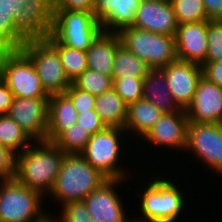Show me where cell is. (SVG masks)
I'll return each mask as SVG.
<instances>
[{
  "label": "cell",
  "instance_id": "cell-1",
  "mask_svg": "<svg viewBox=\"0 0 222 222\" xmlns=\"http://www.w3.org/2000/svg\"><path fill=\"white\" fill-rule=\"evenodd\" d=\"M32 143L16 156L15 179L41 195L52 191L66 153L53 142ZM46 192V193H45Z\"/></svg>",
  "mask_w": 222,
  "mask_h": 222
},
{
  "label": "cell",
  "instance_id": "cell-2",
  "mask_svg": "<svg viewBox=\"0 0 222 222\" xmlns=\"http://www.w3.org/2000/svg\"><path fill=\"white\" fill-rule=\"evenodd\" d=\"M106 180L107 178L80 154H66L49 195L62 205L83 201Z\"/></svg>",
  "mask_w": 222,
  "mask_h": 222
},
{
  "label": "cell",
  "instance_id": "cell-3",
  "mask_svg": "<svg viewBox=\"0 0 222 222\" xmlns=\"http://www.w3.org/2000/svg\"><path fill=\"white\" fill-rule=\"evenodd\" d=\"M121 45L144 61L150 69H162L177 60L175 36L157 34L133 26L117 33Z\"/></svg>",
  "mask_w": 222,
  "mask_h": 222
},
{
  "label": "cell",
  "instance_id": "cell-4",
  "mask_svg": "<svg viewBox=\"0 0 222 222\" xmlns=\"http://www.w3.org/2000/svg\"><path fill=\"white\" fill-rule=\"evenodd\" d=\"M182 194L170 180H149L140 200L143 218H133V222H175L185 207Z\"/></svg>",
  "mask_w": 222,
  "mask_h": 222
},
{
  "label": "cell",
  "instance_id": "cell-5",
  "mask_svg": "<svg viewBox=\"0 0 222 222\" xmlns=\"http://www.w3.org/2000/svg\"><path fill=\"white\" fill-rule=\"evenodd\" d=\"M0 78L14 97L49 99L35 66L20 49L0 51Z\"/></svg>",
  "mask_w": 222,
  "mask_h": 222
},
{
  "label": "cell",
  "instance_id": "cell-6",
  "mask_svg": "<svg viewBox=\"0 0 222 222\" xmlns=\"http://www.w3.org/2000/svg\"><path fill=\"white\" fill-rule=\"evenodd\" d=\"M51 36L66 47L87 51L102 32V26L93 13L53 10Z\"/></svg>",
  "mask_w": 222,
  "mask_h": 222
},
{
  "label": "cell",
  "instance_id": "cell-7",
  "mask_svg": "<svg viewBox=\"0 0 222 222\" xmlns=\"http://www.w3.org/2000/svg\"><path fill=\"white\" fill-rule=\"evenodd\" d=\"M20 50L31 60L48 95L64 94L72 82L66 76L58 51L44 39H28Z\"/></svg>",
  "mask_w": 222,
  "mask_h": 222
},
{
  "label": "cell",
  "instance_id": "cell-8",
  "mask_svg": "<svg viewBox=\"0 0 222 222\" xmlns=\"http://www.w3.org/2000/svg\"><path fill=\"white\" fill-rule=\"evenodd\" d=\"M43 196L15 178L1 181L0 222H34L45 213L41 207ZM41 203V204H40Z\"/></svg>",
  "mask_w": 222,
  "mask_h": 222
},
{
  "label": "cell",
  "instance_id": "cell-9",
  "mask_svg": "<svg viewBox=\"0 0 222 222\" xmlns=\"http://www.w3.org/2000/svg\"><path fill=\"white\" fill-rule=\"evenodd\" d=\"M123 130V131H122ZM123 128L106 127L104 130L91 135L80 155L107 179H124L125 170L117 163L121 158V132ZM120 153V154H119Z\"/></svg>",
  "mask_w": 222,
  "mask_h": 222
},
{
  "label": "cell",
  "instance_id": "cell-10",
  "mask_svg": "<svg viewBox=\"0 0 222 222\" xmlns=\"http://www.w3.org/2000/svg\"><path fill=\"white\" fill-rule=\"evenodd\" d=\"M185 150H192L211 170L222 174V124L189 122Z\"/></svg>",
  "mask_w": 222,
  "mask_h": 222
},
{
  "label": "cell",
  "instance_id": "cell-11",
  "mask_svg": "<svg viewBox=\"0 0 222 222\" xmlns=\"http://www.w3.org/2000/svg\"><path fill=\"white\" fill-rule=\"evenodd\" d=\"M49 99L14 97L7 115L33 142L46 141Z\"/></svg>",
  "mask_w": 222,
  "mask_h": 222
},
{
  "label": "cell",
  "instance_id": "cell-12",
  "mask_svg": "<svg viewBox=\"0 0 222 222\" xmlns=\"http://www.w3.org/2000/svg\"><path fill=\"white\" fill-rule=\"evenodd\" d=\"M161 70L173 100L180 109L186 110L192 103L199 80L203 76L202 66L177 59Z\"/></svg>",
  "mask_w": 222,
  "mask_h": 222
},
{
  "label": "cell",
  "instance_id": "cell-13",
  "mask_svg": "<svg viewBox=\"0 0 222 222\" xmlns=\"http://www.w3.org/2000/svg\"><path fill=\"white\" fill-rule=\"evenodd\" d=\"M122 180L107 179L83 200L95 222H133L126 218L124 205L115 192L114 187Z\"/></svg>",
  "mask_w": 222,
  "mask_h": 222
},
{
  "label": "cell",
  "instance_id": "cell-14",
  "mask_svg": "<svg viewBox=\"0 0 222 222\" xmlns=\"http://www.w3.org/2000/svg\"><path fill=\"white\" fill-rule=\"evenodd\" d=\"M132 26L157 34L175 36L179 24L169 0H141Z\"/></svg>",
  "mask_w": 222,
  "mask_h": 222
},
{
  "label": "cell",
  "instance_id": "cell-15",
  "mask_svg": "<svg viewBox=\"0 0 222 222\" xmlns=\"http://www.w3.org/2000/svg\"><path fill=\"white\" fill-rule=\"evenodd\" d=\"M189 120L186 110L180 109L174 113H163L147 134L141 138L149 144L185 150ZM180 148V149H179Z\"/></svg>",
  "mask_w": 222,
  "mask_h": 222
},
{
  "label": "cell",
  "instance_id": "cell-16",
  "mask_svg": "<svg viewBox=\"0 0 222 222\" xmlns=\"http://www.w3.org/2000/svg\"><path fill=\"white\" fill-rule=\"evenodd\" d=\"M53 7L48 0H26L14 18L16 29L28 39L47 38L53 26Z\"/></svg>",
  "mask_w": 222,
  "mask_h": 222
},
{
  "label": "cell",
  "instance_id": "cell-17",
  "mask_svg": "<svg viewBox=\"0 0 222 222\" xmlns=\"http://www.w3.org/2000/svg\"><path fill=\"white\" fill-rule=\"evenodd\" d=\"M186 113L189 122L222 124V87L202 76Z\"/></svg>",
  "mask_w": 222,
  "mask_h": 222
},
{
  "label": "cell",
  "instance_id": "cell-18",
  "mask_svg": "<svg viewBox=\"0 0 222 222\" xmlns=\"http://www.w3.org/2000/svg\"><path fill=\"white\" fill-rule=\"evenodd\" d=\"M179 24L175 34L177 58L199 65L206 63L208 22Z\"/></svg>",
  "mask_w": 222,
  "mask_h": 222
},
{
  "label": "cell",
  "instance_id": "cell-19",
  "mask_svg": "<svg viewBox=\"0 0 222 222\" xmlns=\"http://www.w3.org/2000/svg\"><path fill=\"white\" fill-rule=\"evenodd\" d=\"M120 45L117 33L102 31L86 51L88 69L112 76L116 51Z\"/></svg>",
  "mask_w": 222,
  "mask_h": 222
},
{
  "label": "cell",
  "instance_id": "cell-20",
  "mask_svg": "<svg viewBox=\"0 0 222 222\" xmlns=\"http://www.w3.org/2000/svg\"><path fill=\"white\" fill-rule=\"evenodd\" d=\"M78 112L65 94L49 96L46 141L53 142L63 131L76 124Z\"/></svg>",
  "mask_w": 222,
  "mask_h": 222
},
{
  "label": "cell",
  "instance_id": "cell-21",
  "mask_svg": "<svg viewBox=\"0 0 222 222\" xmlns=\"http://www.w3.org/2000/svg\"><path fill=\"white\" fill-rule=\"evenodd\" d=\"M142 99L152 103L163 113H174L180 108L173 100L161 69H150L144 78Z\"/></svg>",
  "mask_w": 222,
  "mask_h": 222
},
{
  "label": "cell",
  "instance_id": "cell-22",
  "mask_svg": "<svg viewBox=\"0 0 222 222\" xmlns=\"http://www.w3.org/2000/svg\"><path fill=\"white\" fill-rule=\"evenodd\" d=\"M128 105L112 88L96 96L95 112L106 127L123 128L127 119Z\"/></svg>",
  "mask_w": 222,
  "mask_h": 222
},
{
  "label": "cell",
  "instance_id": "cell-23",
  "mask_svg": "<svg viewBox=\"0 0 222 222\" xmlns=\"http://www.w3.org/2000/svg\"><path fill=\"white\" fill-rule=\"evenodd\" d=\"M162 114L152 103L144 99L137 100L128 105L124 129L132 130L133 133L136 132L135 135L143 138Z\"/></svg>",
  "mask_w": 222,
  "mask_h": 222
},
{
  "label": "cell",
  "instance_id": "cell-24",
  "mask_svg": "<svg viewBox=\"0 0 222 222\" xmlns=\"http://www.w3.org/2000/svg\"><path fill=\"white\" fill-rule=\"evenodd\" d=\"M29 141L32 143L33 140L12 118L7 114L0 115V145L17 156L31 145Z\"/></svg>",
  "mask_w": 222,
  "mask_h": 222
},
{
  "label": "cell",
  "instance_id": "cell-25",
  "mask_svg": "<svg viewBox=\"0 0 222 222\" xmlns=\"http://www.w3.org/2000/svg\"><path fill=\"white\" fill-rule=\"evenodd\" d=\"M150 67L123 45L117 48L112 77L145 78Z\"/></svg>",
  "mask_w": 222,
  "mask_h": 222
},
{
  "label": "cell",
  "instance_id": "cell-26",
  "mask_svg": "<svg viewBox=\"0 0 222 222\" xmlns=\"http://www.w3.org/2000/svg\"><path fill=\"white\" fill-rule=\"evenodd\" d=\"M45 39L58 51L64 72L71 82L88 68L86 51L66 47L51 35Z\"/></svg>",
  "mask_w": 222,
  "mask_h": 222
},
{
  "label": "cell",
  "instance_id": "cell-27",
  "mask_svg": "<svg viewBox=\"0 0 222 222\" xmlns=\"http://www.w3.org/2000/svg\"><path fill=\"white\" fill-rule=\"evenodd\" d=\"M141 0H115L112 16L102 25V31L118 33L133 25Z\"/></svg>",
  "mask_w": 222,
  "mask_h": 222
},
{
  "label": "cell",
  "instance_id": "cell-28",
  "mask_svg": "<svg viewBox=\"0 0 222 222\" xmlns=\"http://www.w3.org/2000/svg\"><path fill=\"white\" fill-rule=\"evenodd\" d=\"M27 39L16 29L13 13L0 3V51L19 50Z\"/></svg>",
  "mask_w": 222,
  "mask_h": 222
},
{
  "label": "cell",
  "instance_id": "cell-29",
  "mask_svg": "<svg viewBox=\"0 0 222 222\" xmlns=\"http://www.w3.org/2000/svg\"><path fill=\"white\" fill-rule=\"evenodd\" d=\"M90 138L91 134L76 123L63 131L53 143L66 154H80Z\"/></svg>",
  "mask_w": 222,
  "mask_h": 222
},
{
  "label": "cell",
  "instance_id": "cell-30",
  "mask_svg": "<svg viewBox=\"0 0 222 222\" xmlns=\"http://www.w3.org/2000/svg\"><path fill=\"white\" fill-rule=\"evenodd\" d=\"M72 84L84 92L98 96L113 88V78L87 68Z\"/></svg>",
  "mask_w": 222,
  "mask_h": 222
},
{
  "label": "cell",
  "instance_id": "cell-31",
  "mask_svg": "<svg viewBox=\"0 0 222 222\" xmlns=\"http://www.w3.org/2000/svg\"><path fill=\"white\" fill-rule=\"evenodd\" d=\"M178 24L209 20L203 0H169Z\"/></svg>",
  "mask_w": 222,
  "mask_h": 222
},
{
  "label": "cell",
  "instance_id": "cell-32",
  "mask_svg": "<svg viewBox=\"0 0 222 222\" xmlns=\"http://www.w3.org/2000/svg\"><path fill=\"white\" fill-rule=\"evenodd\" d=\"M112 78L113 89L127 105L142 99L144 78Z\"/></svg>",
  "mask_w": 222,
  "mask_h": 222
},
{
  "label": "cell",
  "instance_id": "cell-33",
  "mask_svg": "<svg viewBox=\"0 0 222 222\" xmlns=\"http://www.w3.org/2000/svg\"><path fill=\"white\" fill-rule=\"evenodd\" d=\"M206 62L222 60V20H210L207 31Z\"/></svg>",
  "mask_w": 222,
  "mask_h": 222
},
{
  "label": "cell",
  "instance_id": "cell-34",
  "mask_svg": "<svg viewBox=\"0 0 222 222\" xmlns=\"http://www.w3.org/2000/svg\"><path fill=\"white\" fill-rule=\"evenodd\" d=\"M62 207L60 222H95L83 201L69 202Z\"/></svg>",
  "mask_w": 222,
  "mask_h": 222
},
{
  "label": "cell",
  "instance_id": "cell-35",
  "mask_svg": "<svg viewBox=\"0 0 222 222\" xmlns=\"http://www.w3.org/2000/svg\"><path fill=\"white\" fill-rule=\"evenodd\" d=\"M64 94L71 100L78 114L80 112L94 110L96 96L93 94L84 92L76 88L73 84L70 85Z\"/></svg>",
  "mask_w": 222,
  "mask_h": 222
},
{
  "label": "cell",
  "instance_id": "cell-36",
  "mask_svg": "<svg viewBox=\"0 0 222 222\" xmlns=\"http://www.w3.org/2000/svg\"><path fill=\"white\" fill-rule=\"evenodd\" d=\"M76 123L83 129H86L91 135L98 133L106 128L105 124L99 118L95 110L80 112Z\"/></svg>",
  "mask_w": 222,
  "mask_h": 222
},
{
  "label": "cell",
  "instance_id": "cell-37",
  "mask_svg": "<svg viewBox=\"0 0 222 222\" xmlns=\"http://www.w3.org/2000/svg\"><path fill=\"white\" fill-rule=\"evenodd\" d=\"M16 155L0 145V180H11L15 177Z\"/></svg>",
  "mask_w": 222,
  "mask_h": 222
},
{
  "label": "cell",
  "instance_id": "cell-38",
  "mask_svg": "<svg viewBox=\"0 0 222 222\" xmlns=\"http://www.w3.org/2000/svg\"><path fill=\"white\" fill-rule=\"evenodd\" d=\"M94 0H57L53 10H68L93 13Z\"/></svg>",
  "mask_w": 222,
  "mask_h": 222
},
{
  "label": "cell",
  "instance_id": "cell-39",
  "mask_svg": "<svg viewBox=\"0 0 222 222\" xmlns=\"http://www.w3.org/2000/svg\"><path fill=\"white\" fill-rule=\"evenodd\" d=\"M115 0H94L93 14L101 26L112 16Z\"/></svg>",
  "mask_w": 222,
  "mask_h": 222
},
{
  "label": "cell",
  "instance_id": "cell-40",
  "mask_svg": "<svg viewBox=\"0 0 222 222\" xmlns=\"http://www.w3.org/2000/svg\"><path fill=\"white\" fill-rule=\"evenodd\" d=\"M203 77L208 81L222 87V60L216 62H206L202 65Z\"/></svg>",
  "mask_w": 222,
  "mask_h": 222
},
{
  "label": "cell",
  "instance_id": "cell-41",
  "mask_svg": "<svg viewBox=\"0 0 222 222\" xmlns=\"http://www.w3.org/2000/svg\"><path fill=\"white\" fill-rule=\"evenodd\" d=\"M13 99V93L0 78V115L8 113Z\"/></svg>",
  "mask_w": 222,
  "mask_h": 222
},
{
  "label": "cell",
  "instance_id": "cell-42",
  "mask_svg": "<svg viewBox=\"0 0 222 222\" xmlns=\"http://www.w3.org/2000/svg\"><path fill=\"white\" fill-rule=\"evenodd\" d=\"M209 20H222V0H203Z\"/></svg>",
  "mask_w": 222,
  "mask_h": 222
},
{
  "label": "cell",
  "instance_id": "cell-43",
  "mask_svg": "<svg viewBox=\"0 0 222 222\" xmlns=\"http://www.w3.org/2000/svg\"><path fill=\"white\" fill-rule=\"evenodd\" d=\"M4 5L9 13H13V19L20 13V10L25 6L26 0H3Z\"/></svg>",
  "mask_w": 222,
  "mask_h": 222
},
{
  "label": "cell",
  "instance_id": "cell-44",
  "mask_svg": "<svg viewBox=\"0 0 222 222\" xmlns=\"http://www.w3.org/2000/svg\"><path fill=\"white\" fill-rule=\"evenodd\" d=\"M34 222H59V220L57 221L56 219H54L52 216L50 217V215L45 214L38 220L34 221Z\"/></svg>",
  "mask_w": 222,
  "mask_h": 222
},
{
  "label": "cell",
  "instance_id": "cell-45",
  "mask_svg": "<svg viewBox=\"0 0 222 222\" xmlns=\"http://www.w3.org/2000/svg\"><path fill=\"white\" fill-rule=\"evenodd\" d=\"M52 5L57 1V0H48Z\"/></svg>",
  "mask_w": 222,
  "mask_h": 222
}]
</instances>
